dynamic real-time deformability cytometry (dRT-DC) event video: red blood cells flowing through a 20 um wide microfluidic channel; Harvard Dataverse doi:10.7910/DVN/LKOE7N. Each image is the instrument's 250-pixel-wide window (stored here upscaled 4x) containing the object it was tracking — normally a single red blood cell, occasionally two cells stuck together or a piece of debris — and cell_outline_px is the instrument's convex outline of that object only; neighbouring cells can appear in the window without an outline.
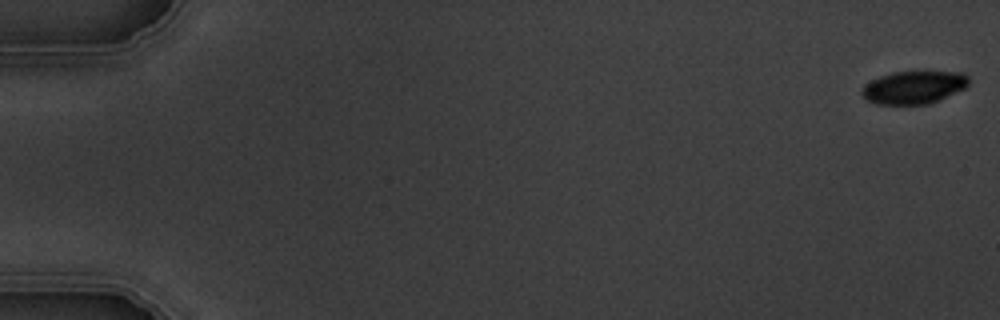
{"species": "common noctule bat (a hibernating species)", "species_latin": "Nyctalus noctula", "temperature_condition": "warm", "stored_images_in_passage": 5, "camera_frame_rate_fps": 3000, "um_per_image_px": 0.085, "animal": {"sex": "male", "body_mass_g": 19.5, "forearm_length_mm": 54.6}, "frame": {"image": 1, "passage_image": 1, "time_ms": 0.0, "image_size_px": [1000, 320], "cell_outline_px": [[968, 84], [964, 88], [928, 104], [876, 104], [868, 100], [860, 92], [864, 84], [880, 76], [892, 72], [964, 72], [968, 76]], "centroid_in_image_um": [77.64, 7.42], "position_along_channel_um": 7.4, "area_um2": 20.17}}
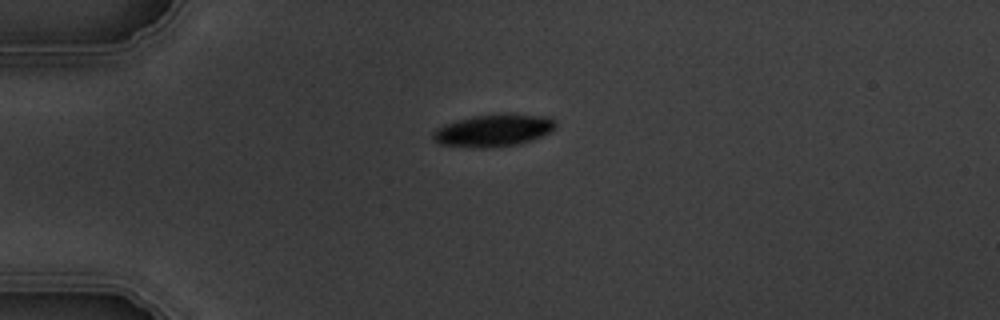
{"frame": {"image": 2, "passage_image": 4, "time_ms": 4.667, "image_size_px": [1000, 320], "cell_outline_px": [[556, 128], [532, 140], [520, 144], [484, 148], [472, 148], [440, 144], [432, 140], [432, 132], [436, 128], [444, 124], [456, 120], [472, 116], [504, 112], [516, 112], [548, 116], [556, 120]], "centroid_in_image_um": [41.96, 11.05], "position_along_channel_um": 43.0, "area_um2": 23.81}}